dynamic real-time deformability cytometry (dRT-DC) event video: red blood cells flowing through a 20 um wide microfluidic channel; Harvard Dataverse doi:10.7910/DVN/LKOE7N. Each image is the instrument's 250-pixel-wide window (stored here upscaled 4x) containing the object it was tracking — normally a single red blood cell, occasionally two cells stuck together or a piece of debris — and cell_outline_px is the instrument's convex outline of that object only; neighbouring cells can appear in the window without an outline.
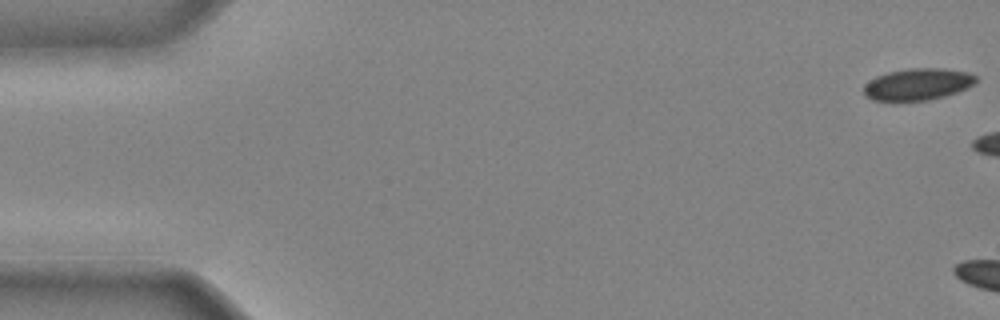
{"species": "common noctule bat (a hibernating species)", "species_latin": "Nyctalus noctula", "temperature_condition": "cold", "stored_images_in_passage": 6, "camera_frame_rate_fps": 3000, "um_per_image_px": 0.085, "animal": {"sex": "male", "body_mass_g": 20.4}, "frame": {"image": 1, "passage_image": 1, "time_ms": 0.0, "image_size_px": [1000, 320], "cell_outline_px": [[976, 80], [972, 84], [956, 92], [944, 96], [928, 100], [892, 104], [872, 100], [864, 96], [864, 84], [868, 80], [876, 76], [888, 72], [908, 68], [944, 68], [968, 72], [976, 76]], "centroid_in_image_um": [77.89, 7.2], "position_along_channel_um": 7.1, "area_um2": 21.44}}